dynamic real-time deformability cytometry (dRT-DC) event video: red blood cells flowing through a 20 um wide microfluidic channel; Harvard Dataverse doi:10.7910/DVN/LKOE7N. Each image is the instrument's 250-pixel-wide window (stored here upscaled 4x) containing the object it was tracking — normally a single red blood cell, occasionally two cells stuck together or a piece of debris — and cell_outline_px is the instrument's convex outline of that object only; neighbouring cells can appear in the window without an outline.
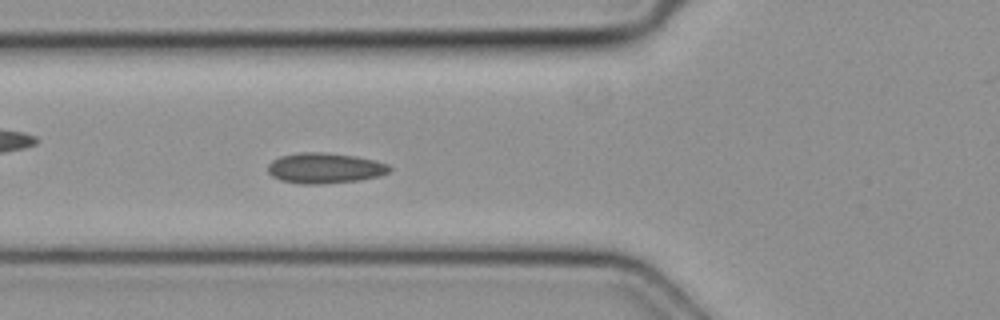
{"species": "common noctule bat (a hibernating species)", "species_latin": "Nyctalus noctula", "temperature_condition": "cold", "stored_images_in_passage": 7, "segment_of_instrument_passage": [1, 2], "camera_frame_rate_fps": 3000, "um_per_image_px": 0.085, "animal": {"sex": "female", "body_mass_g": 19.3, "forearm_length_mm": 54.1}, "frame": {"image": 1, "passage_image": 6, "time_ms": 1.667, "image_size_px": [1000, 320], "cell_outline_px": [[392, 168], [388, 172], [380, 176], [360, 180], [324, 184], [300, 184], [280, 180], [272, 176], [268, 172], [268, 164], [272, 160], [280, 156], [300, 152], [320, 152], [356, 156], [376, 160], [388, 164]], "centroid_in_image_um": [27.61, 14.29], "position_along_channel_um": 98.2, "area_um2": 21.79}}